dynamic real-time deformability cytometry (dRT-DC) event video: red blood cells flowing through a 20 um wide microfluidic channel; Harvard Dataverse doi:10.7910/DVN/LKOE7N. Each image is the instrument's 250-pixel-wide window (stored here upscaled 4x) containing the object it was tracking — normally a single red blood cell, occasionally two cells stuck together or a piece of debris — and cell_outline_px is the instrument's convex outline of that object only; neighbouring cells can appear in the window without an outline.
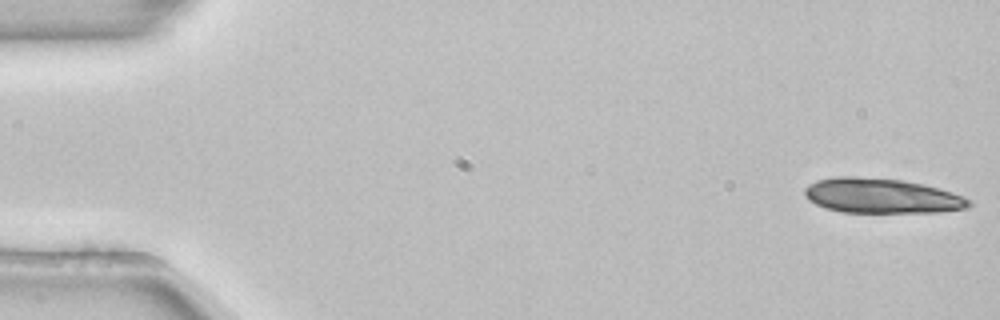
{"species": "common noctule bat (a hibernating species)", "species_latin": "Nyctalus noctula", "temperature_condition": "room temperature", "stored_images_in_passage": 39, "segment_of_instrument_passage": [1, 2], "camera_frame_rate_fps": 3000, "um_per_image_px": 0.085, "animal": {"sex": "female", "body_mass_g": 22.7, "forearm_length_mm": 54.2}, "frame": {"image": 1, "passage_image": 1, "time_ms": 0.0, "image_size_px": [1000, 320], "cell_outline_px": [[972, 204], [968, 208], [940, 212], [840, 212], [824, 208], [808, 200], [804, 196], [804, 188], [808, 184], [816, 180], [836, 176], [852, 176], [904, 180], [952, 192], [964, 196]], "centroid_in_image_um": [74.88, 16.65], "position_along_channel_um": 10.1, "area_um2": 33.47}}